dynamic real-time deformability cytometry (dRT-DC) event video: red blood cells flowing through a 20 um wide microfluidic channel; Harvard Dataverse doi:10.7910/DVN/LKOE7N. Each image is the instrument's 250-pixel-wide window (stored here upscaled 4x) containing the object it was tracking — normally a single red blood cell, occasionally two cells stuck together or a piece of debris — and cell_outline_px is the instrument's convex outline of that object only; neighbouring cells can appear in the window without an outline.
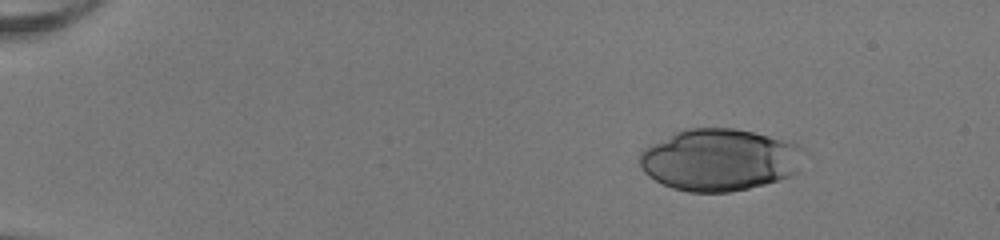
{"species": "human", "species_latin": "Homo sapiens", "temperature_condition": "room temperature", "stored_images_in_passage": 45, "camera_frame_rate_fps": 3000, "um_per_image_px": 0.085, "donor": {"sex": "female"}, "frame": {"image": 1, "passage_image": 1, "time_ms": 0.0, "image_size_px": [1000, 240], "cell_outline_px": [[804, 148], [796, 172], [788, 176], [764, 184], [748, 188], [728, 192], [688, 192], [672, 188], [648, 176], [644, 172], [640, 164], [640, 152], [644, 148], [684, 128], [736, 128], [768, 136], [796, 144]], "centroid_in_image_um": [61.12, 13.58], "position_along_channel_um": 23.9, "area_um2": 58.78}}